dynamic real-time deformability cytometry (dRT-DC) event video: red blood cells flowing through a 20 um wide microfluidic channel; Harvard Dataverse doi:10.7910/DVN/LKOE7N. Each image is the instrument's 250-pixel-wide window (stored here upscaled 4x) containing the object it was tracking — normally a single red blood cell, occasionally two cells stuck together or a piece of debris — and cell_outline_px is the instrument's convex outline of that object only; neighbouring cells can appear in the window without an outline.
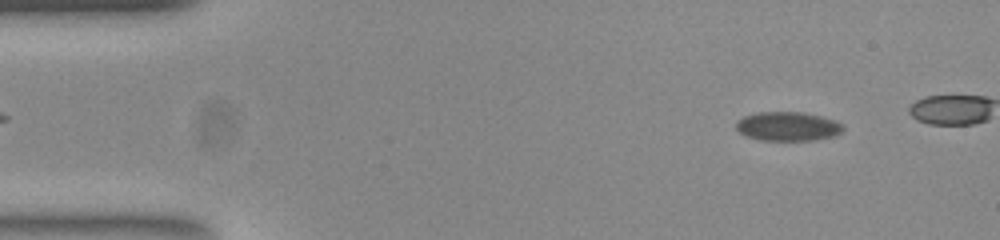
{"species": "common noctule bat (a hibernating species)", "species_latin": "Nyctalus noctula", "temperature_condition": "room temperature", "stored_images_in_passage": 43, "camera_frame_rate_fps": 3000, "um_per_image_px": 0.085, "animal": {"sex": "female", "body_mass_g": 23.0, "forearm_length_mm": 53.4}, "frame": {"image": 1, "passage_image": 5, "time_ms": 1.333, "image_size_px": [1000, 240], "cell_outline_px": [[844, 128], [840, 132], [832, 136], [812, 140], [760, 140], [748, 136], [740, 132], [736, 128], [736, 124], [744, 116], [760, 112], [804, 112], [820, 116], [832, 120], [840, 124]], "centroid_in_image_um": [66.94, 10.74], "position_along_channel_um": 18.1, "area_um2": 17.69}}
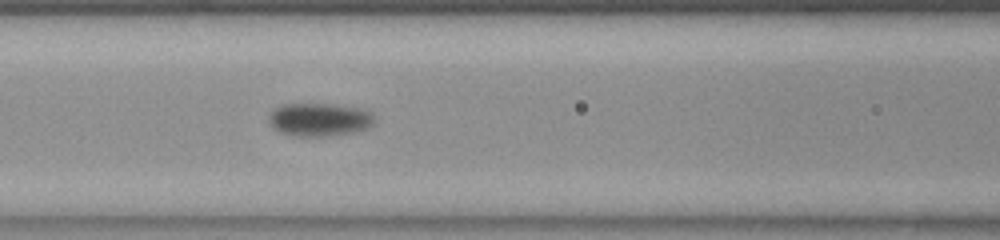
{"frame": {"image": 2, "passage_image": 22, "time_ms": 7.0, "image_size_px": [1000, 240], "cell_outline_px": [[372, 124], [368, 128], [352, 132], [324, 136], [296, 136], [280, 132], [272, 128], [268, 120], [268, 116], [280, 104], [332, 104], [356, 108], [368, 112], [372, 116]], "centroid_in_image_um": [27.06, 10.17], "position_along_channel_um": 139.5, "area_um2": 20.06}}
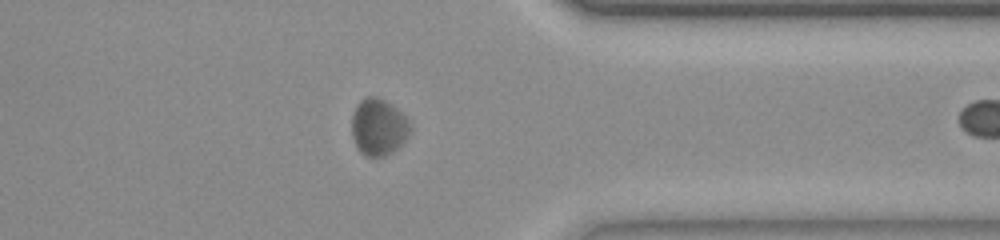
{"frame": {"image": 3, "passage_image": 42, "time_ms": 13.667, "image_size_px": [1000, 240], "cell_outline_px": [[412, 128], [408, 136], [392, 152], [384, 156], [368, 156], [360, 152], [356, 148], [352, 136], [352, 116], [360, 100], [368, 96], [376, 96], [384, 100], [396, 108], [408, 120]], "centroid_in_image_um": [32.16, 10.8], "position_along_channel_um": 379.2, "area_um2": 19.13}}